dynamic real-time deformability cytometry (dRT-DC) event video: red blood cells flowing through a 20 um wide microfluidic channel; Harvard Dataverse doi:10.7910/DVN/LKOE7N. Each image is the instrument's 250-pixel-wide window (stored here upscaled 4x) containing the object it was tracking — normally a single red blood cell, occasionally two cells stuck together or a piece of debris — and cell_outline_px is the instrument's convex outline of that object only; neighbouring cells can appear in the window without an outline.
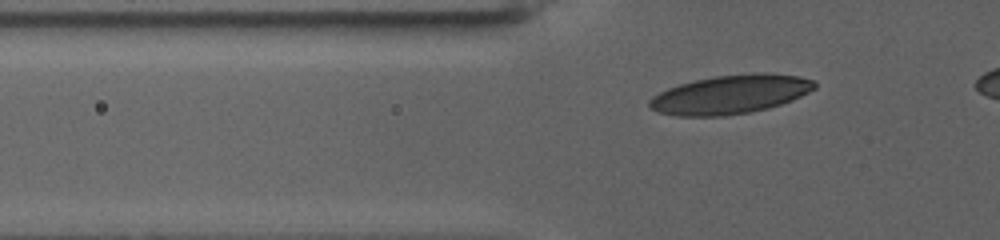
{"species": "human", "species_latin": "Homo sapiens", "temperature_condition": "warm", "stored_images_in_passage": 62, "camera_frame_rate_fps": 3000, "um_per_image_px": 0.085, "donor": {"sex": "female"}, "frame": {"image": 1, "passage_image": 19, "time_ms": 6.0, "image_size_px": [1000, 240], "cell_outline_px": [[816, 88], [792, 100], [768, 108], [752, 112], [724, 116], [676, 116], [656, 112], [648, 104], [648, 100], [652, 96], [668, 88], [680, 84], [696, 80], [716, 76], [752, 72], [764, 72], [800, 76], [816, 80]], "centroid_in_image_um": [62.1, 8.02], "position_along_channel_um": 63.7, "area_um2": 37.63}}
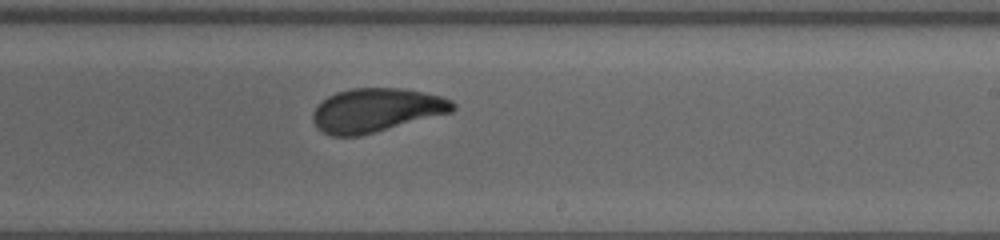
{"frame": {"image": 2, "passage_image": 41, "time_ms": 13.333, "image_size_px": [1000, 240], "cell_outline_px": [[456, 108], [452, 112], [360, 136], [332, 136], [316, 128], [312, 120], [312, 112], [316, 104], [328, 96], [336, 92], [352, 88], [400, 88], [424, 92], [440, 96], [452, 100], [456, 104]], "centroid_in_image_um": [31.95, 9.36], "position_along_channel_um": 257.0, "area_um2": 35.89}}
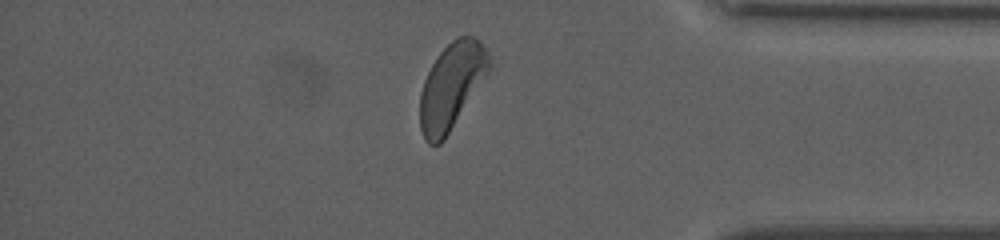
{"frame": {"image": 3, "passage_image": 58, "time_ms": 19.0, "image_size_px": [1000, 240], "cell_outline_px": [[492, 68], [444, 140], [440, 144], [428, 144], [424, 140], [420, 128], [420, 92], [424, 80], [432, 64], [440, 52], [452, 40], [460, 36], [472, 36], [488, 52], [492, 60]], "centroid_in_image_um": [38.38, 7.34], "position_along_channel_um": 396.8, "area_um2": 34.62}}